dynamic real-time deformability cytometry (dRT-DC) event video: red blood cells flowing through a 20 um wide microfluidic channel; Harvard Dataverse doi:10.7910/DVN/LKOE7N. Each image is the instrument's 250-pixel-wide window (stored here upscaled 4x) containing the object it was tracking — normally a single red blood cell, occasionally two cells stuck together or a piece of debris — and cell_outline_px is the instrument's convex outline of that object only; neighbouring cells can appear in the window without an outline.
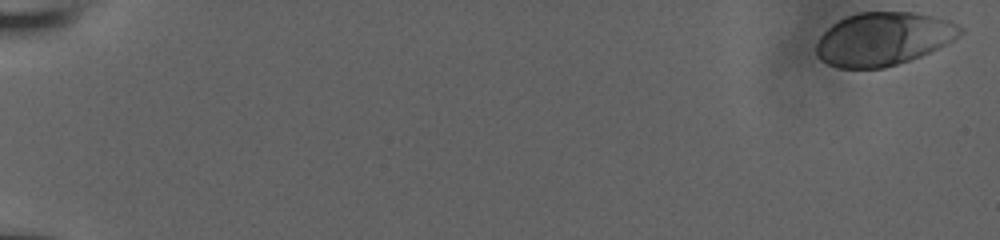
{"species": "human", "species_latin": "Homo sapiens", "temperature_condition": "room temperature", "stored_images_in_passage": 23, "camera_frame_rate_fps": 3000, "um_per_image_px": 0.085, "donor": {"sex": "male"}, "frame": {"image": 1, "passage_image": 1, "time_ms": 0.0, "image_size_px": [1000, 240], "cell_outline_px": [[964, 32], [952, 40], [920, 56], [884, 68], [840, 68], [828, 64], [820, 60], [816, 56], [816, 44], [820, 36], [832, 24], [848, 16], [860, 12], [916, 12], [948, 20], [964, 28]], "centroid_in_image_um": [75.06, 3.3], "position_along_channel_um": 9.9, "area_um2": 44.33}}
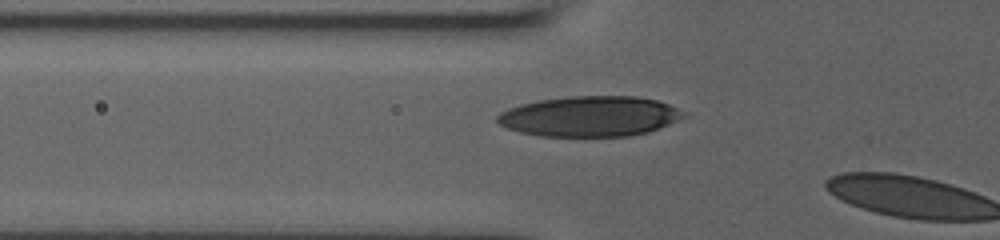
{"frame": {"image": 2, "passage_image": 22, "time_ms": 7.0, "image_size_px": [1000, 240], "cell_outline_px": [[688, 116], [648, 132], [628, 136], [540, 136], [520, 132], [508, 128], [500, 124], [496, 120], [496, 116], [500, 112], [508, 108], [520, 104], [540, 100], [568, 96], [636, 96], [656, 100], [668, 104], [688, 112]], "centroid_in_image_um": [50.15, 9.88], "position_along_channel_um": 75.7, "area_um2": 43.93}}